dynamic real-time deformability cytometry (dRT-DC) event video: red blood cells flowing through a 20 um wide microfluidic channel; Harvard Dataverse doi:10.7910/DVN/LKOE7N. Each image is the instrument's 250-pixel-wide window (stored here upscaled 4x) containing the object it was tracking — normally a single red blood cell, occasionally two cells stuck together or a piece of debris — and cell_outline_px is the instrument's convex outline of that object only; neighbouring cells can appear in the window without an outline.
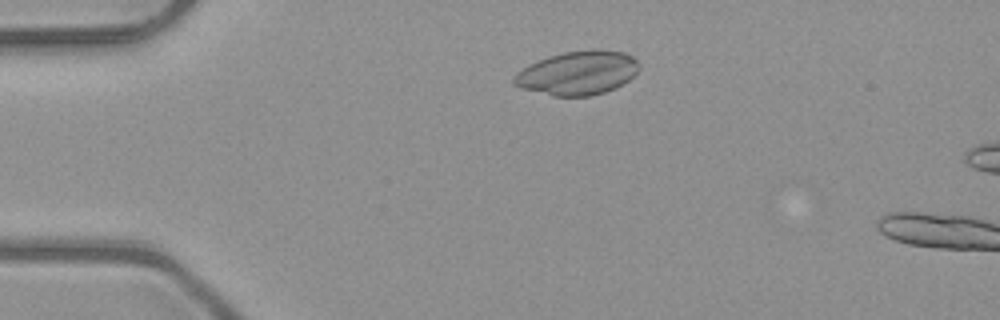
{"species": "common noctule bat (a hibernating species)", "species_latin": "Nyctalus noctula", "temperature_condition": "room temperature", "stored_images_in_passage": 8, "camera_frame_rate_fps": 3000, "um_per_image_px": 0.085, "animal": {"sex": "male", "body_mass_g": 23.1, "forearm_length_mm": 52.7}, "frame": {"image": 1, "passage_image": 5, "time_ms": 1.333, "image_size_px": [1000, 320], "cell_outline_px": [[640, 68], [628, 80], [616, 88], [604, 92], [588, 96], [552, 96], [520, 88], [512, 84], [512, 76], [516, 72], [528, 64], [548, 56], [564, 52], [624, 52], [632, 56], [636, 60]], "centroid_in_image_um": [49.02, 6.24], "position_along_channel_um": 36.0, "area_um2": 31.44}}